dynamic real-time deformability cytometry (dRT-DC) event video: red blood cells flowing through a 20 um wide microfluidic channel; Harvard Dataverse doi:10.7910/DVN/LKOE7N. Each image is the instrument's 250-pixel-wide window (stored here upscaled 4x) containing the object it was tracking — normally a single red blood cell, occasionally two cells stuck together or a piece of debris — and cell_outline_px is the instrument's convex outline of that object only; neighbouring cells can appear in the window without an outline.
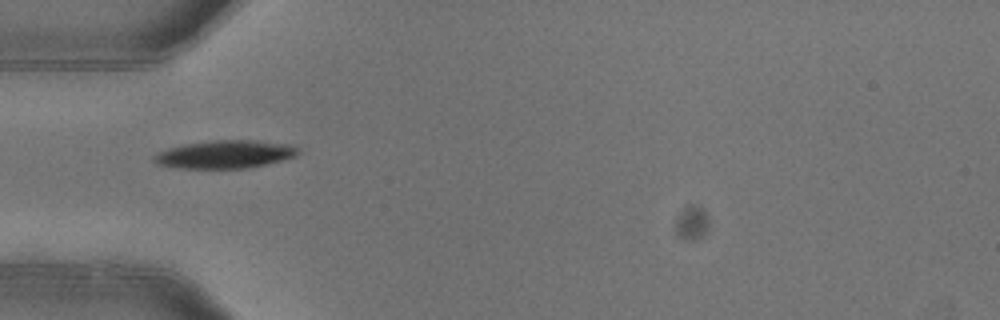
{"species": "common noctule bat (a hibernating species)", "species_latin": "Nyctalus noctula", "temperature_condition": "warm", "stored_images_in_passage": 2, "camera_frame_rate_fps": 3000, "um_per_image_px": 0.085, "animal": {"sex": "female"}, "frame": {"image": 1, "passage_image": 1, "time_ms": 0.0, "image_size_px": [1000, 320], "cell_outline_px": [[300, 152], [296, 156], [264, 164], [244, 168], [184, 168], [156, 164], [152, 160], [152, 156], [160, 152], [184, 144], [212, 140], [252, 140], [288, 144], [296, 148]], "centroid_in_image_um": [19.11, 13.11], "position_along_channel_um": 65.9, "area_um2": 23.06}}